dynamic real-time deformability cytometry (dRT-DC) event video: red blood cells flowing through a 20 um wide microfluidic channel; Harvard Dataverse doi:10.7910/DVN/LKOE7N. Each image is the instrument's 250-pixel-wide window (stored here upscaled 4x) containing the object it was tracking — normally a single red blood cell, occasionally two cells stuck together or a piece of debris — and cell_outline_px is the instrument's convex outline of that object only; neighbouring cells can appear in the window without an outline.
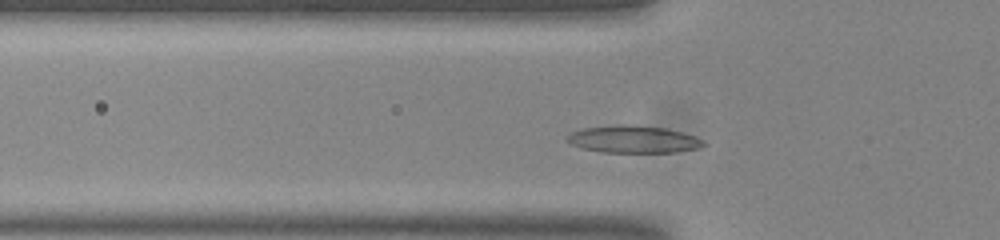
{"species": "common noctule bat (a hibernating species)", "species_latin": "Nyctalus noctula", "temperature_condition": "room temperature", "stored_images_in_passage": 45, "camera_frame_rate_fps": 3000, "um_per_image_px": 0.085, "animal": {"sex": "male", "body_mass_g": 20.0, "forearm_length_mm": 53.3}, "frame": {"image": 1, "passage_image": 8, "time_ms": 2.333, "image_size_px": [1000, 240], "cell_outline_px": [[708, 144], [696, 148], [676, 152], [600, 152], [584, 148], [572, 144], [564, 140], [564, 136], [572, 132], [584, 128], [620, 124], [628, 124], [668, 128], [696, 136], [704, 140]], "centroid_in_image_um": [53.84, 11.83], "position_along_channel_um": 72.0, "area_um2": 21.85}}
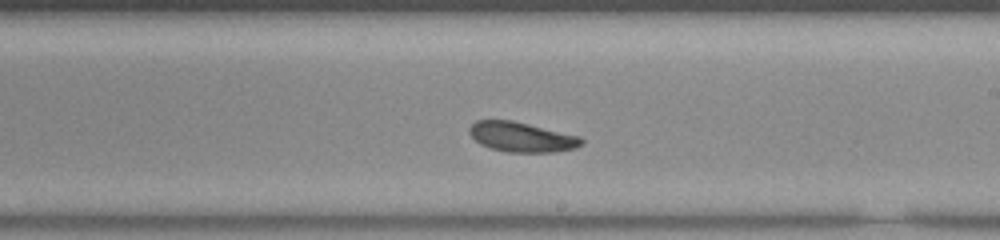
{"frame": {"image": 2, "passage_image": 22, "time_ms": 7.0, "image_size_px": [1000, 240], "cell_outline_px": [[584, 144], [576, 148], [552, 152], [508, 152], [492, 148], [480, 144], [468, 132], [468, 128], [476, 120], [512, 120], [580, 136], [584, 140]], "centroid_in_image_um": [44.36, 11.64], "position_along_channel_um": 244.6, "area_um2": 19.48}}
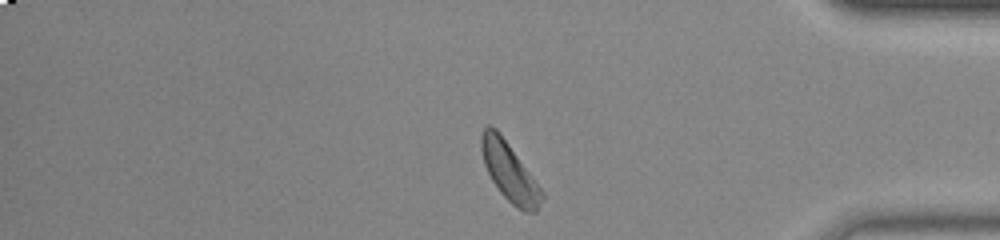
{"frame": {"image": 3, "passage_image": 36, "time_ms": 11.667, "image_size_px": [1000, 240], "cell_outline_px": [[544, 196], [536, 212], [524, 212], [512, 204], [500, 192], [492, 180], [484, 164], [480, 148], [480, 136], [484, 128], [488, 124], [492, 124], [500, 132], [544, 192]], "centroid_in_image_um": [43.29, 14.58], "position_along_channel_um": 391.9, "area_um2": 20.63}, "authors_computed_cell_mechanics": {"area_um2": 19.941, "velocity_mm_per_s": 3.7007, "shape_relaxation_time_tau1_ms": 4.795, "shape_relaxation_time_tau2_ms": null, "deformation_change_tau1": 0.0902, "deformation_change_tau2": null}}